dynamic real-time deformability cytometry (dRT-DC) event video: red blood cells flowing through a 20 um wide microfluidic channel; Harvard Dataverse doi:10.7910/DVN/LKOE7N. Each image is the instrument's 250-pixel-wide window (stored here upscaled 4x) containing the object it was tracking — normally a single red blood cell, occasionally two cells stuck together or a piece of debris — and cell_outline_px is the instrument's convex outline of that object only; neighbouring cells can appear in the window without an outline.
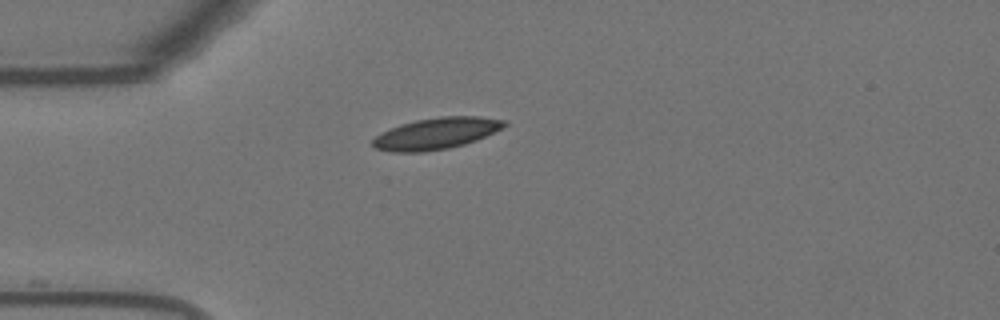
{"species": "Egyptian fruit bat (a non-hibernating species)", "species_latin": "Rousettus aegyptiacus", "temperature_condition": "warm", "stored_images_in_passage": 16, "camera_frame_rate_fps": 3000, "um_per_image_px": 0.085, "animal": {"sex": "female"}, "frame": {"image": 1, "passage_image": 1, "time_ms": 0.0, "image_size_px": [1000, 320], "cell_outline_px": [[508, 124], [476, 140], [464, 144], [448, 148], [424, 152], [392, 152], [376, 148], [372, 144], [372, 140], [376, 136], [400, 124], [416, 120], [440, 116], [480, 116], [508, 120]], "centroid_in_image_um": [37.09, 11.34], "position_along_channel_um": 47.9, "area_um2": 23.93}}
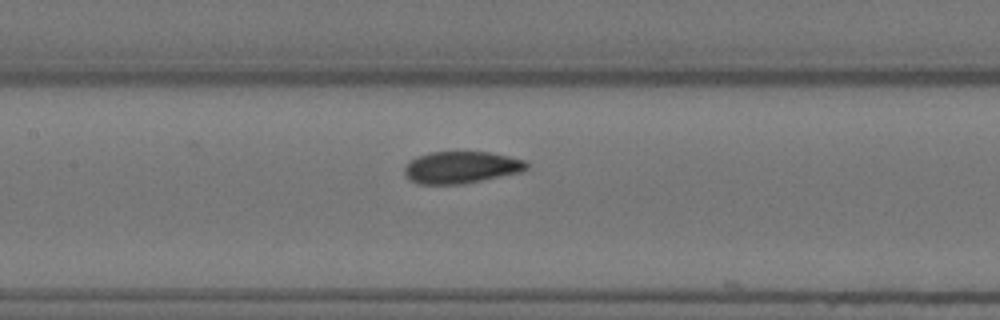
{"frame": {"image": 2, "passage_image": 12, "time_ms": 3.667, "image_size_px": [1000, 320], "cell_outline_px": [[528, 168], [520, 172], [460, 184], [416, 184], [404, 172], [404, 168], [412, 160], [420, 156], [432, 152], [488, 152], [508, 156], [524, 160], [528, 164]], "centroid_in_image_um": [39.22, 14.22], "position_along_channel_um": 168.2, "area_um2": 22.25}}
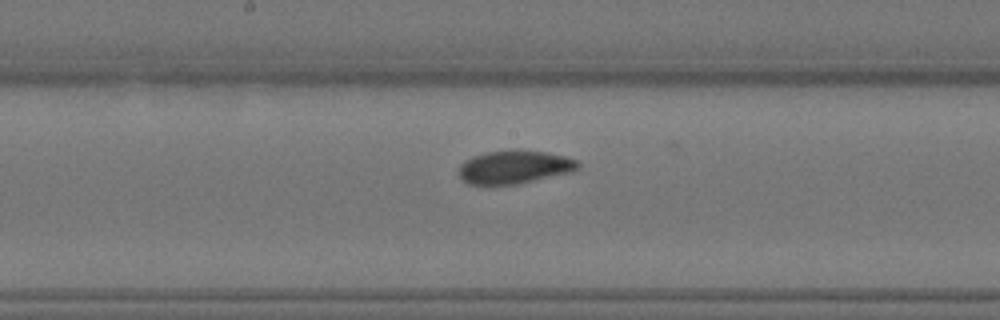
{"frame": {"image": 3, "passage_image": 15, "time_ms": 4.667, "image_size_px": [1000, 320], "cell_outline_px": [[580, 168], [572, 172], [516, 184], [468, 184], [460, 176], [460, 164], [464, 160], [472, 156], [484, 152], [548, 152], [564, 156], [576, 160], [580, 164]], "centroid_in_image_um": [43.74, 14.22], "position_along_channel_um": 204.5, "area_um2": 22.43}}